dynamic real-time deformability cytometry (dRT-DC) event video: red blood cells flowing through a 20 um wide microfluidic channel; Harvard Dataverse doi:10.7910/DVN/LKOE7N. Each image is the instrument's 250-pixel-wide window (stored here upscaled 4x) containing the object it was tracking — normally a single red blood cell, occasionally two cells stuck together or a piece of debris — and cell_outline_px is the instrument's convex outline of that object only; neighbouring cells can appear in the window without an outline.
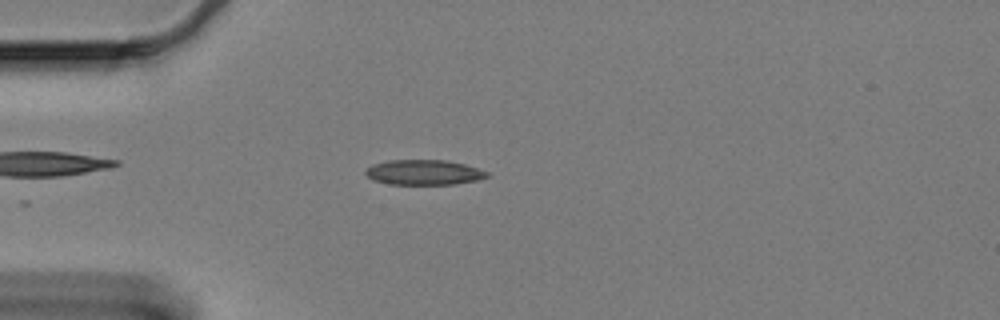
{"species": "Egyptian fruit bat (a non-hibernating species)", "species_latin": "Rousettus aegyptiacus", "temperature_condition": "cold", "stored_images_in_passage": 18, "camera_frame_rate_fps": 3000, "um_per_image_px": 0.085, "animal": {"sex": "female"}, "frame": {"image": 1, "passage_image": 2, "time_ms": 0.333, "image_size_px": [1000, 320], "cell_outline_px": [[492, 176], [476, 180], [452, 184], [388, 184], [372, 180], [364, 172], [364, 168], [372, 164], [388, 160], [448, 160], [464, 164], [488, 172]], "centroid_in_image_um": [35.99, 14.64], "position_along_channel_um": 49.0, "area_um2": 17.86}}
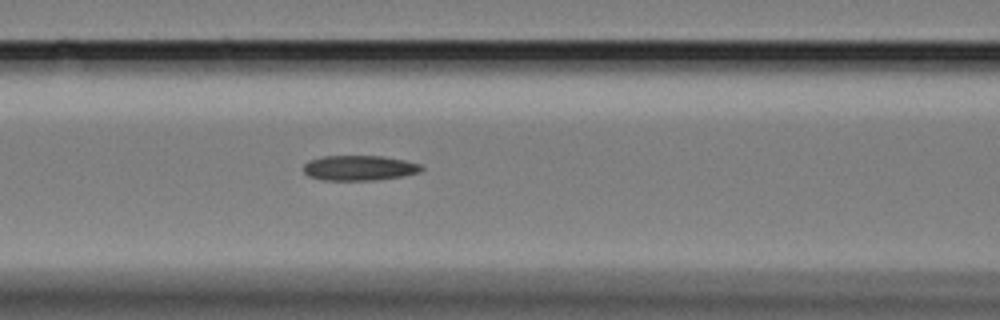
{"frame": {"image": 2, "passage_image": 11, "time_ms": 3.333, "image_size_px": [1000, 320], "cell_outline_px": [[424, 168], [420, 172], [404, 176], [376, 180], [324, 180], [308, 176], [304, 172], [304, 164], [308, 160], [324, 156], [384, 156], [404, 160], [420, 164]], "centroid_in_image_um": [30.55, 14.27], "position_along_channel_um": 136.1, "area_um2": 17.34}}
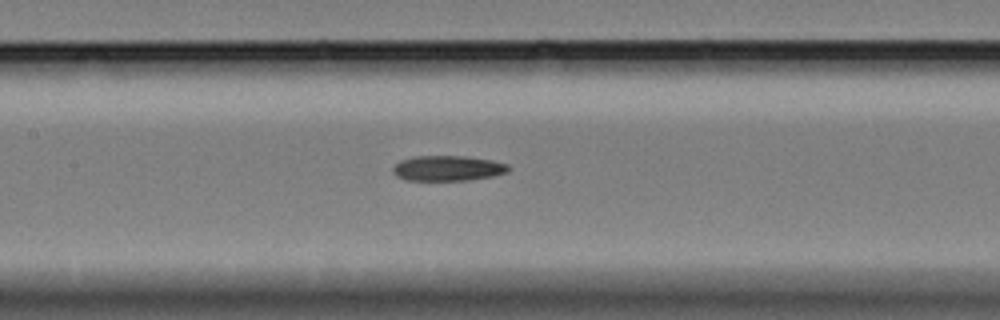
{"frame": {"image": 3, "passage_image": 14, "time_ms": 4.333, "image_size_px": [1000, 320], "cell_outline_px": [[512, 168], [508, 172], [492, 176], [468, 180], [404, 180], [396, 176], [392, 172], [392, 168], [400, 160], [416, 156], [464, 156], [492, 160], [508, 164]], "centroid_in_image_um": [38.06, 14.3], "position_along_channel_um": 169.3, "area_um2": 17.11}}